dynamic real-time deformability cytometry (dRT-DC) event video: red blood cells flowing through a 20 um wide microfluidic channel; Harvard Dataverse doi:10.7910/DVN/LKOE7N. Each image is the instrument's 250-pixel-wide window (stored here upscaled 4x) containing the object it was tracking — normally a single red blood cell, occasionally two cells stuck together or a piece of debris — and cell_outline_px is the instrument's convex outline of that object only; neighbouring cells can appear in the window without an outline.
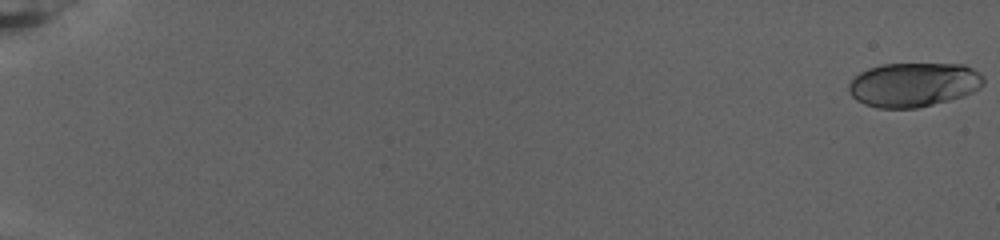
{"species": "human", "species_latin": "Homo sapiens", "temperature_condition": "warm", "stored_images_in_passage": 84, "camera_frame_rate_fps": 3000, "um_per_image_px": 0.085, "donor": {"sex": "female"}, "frame": {"image": 1, "passage_image": 1, "time_ms": 0.0, "image_size_px": [1000, 240], "cell_outline_px": [[984, 84], [980, 88], [964, 96], [916, 108], [880, 108], [864, 104], [856, 100], [848, 92], [848, 84], [860, 72], [868, 68], [880, 64], [964, 64], [980, 72], [984, 76]], "centroid_in_image_um": [77.66, 7.19], "position_along_channel_um": 7.3, "area_um2": 34.91}}
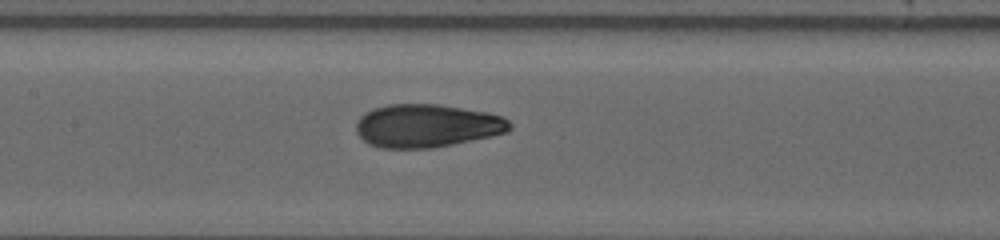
{"frame": {"image": 2, "passage_image": 45, "time_ms": 14.667, "image_size_px": [1000, 240], "cell_outline_px": [[512, 128], [508, 132], [492, 136], [432, 148], [380, 148], [368, 144], [356, 132], [356, 120], [364, 112], [372, 108], [388, 104], [436, 104], [484, 112], [500, 116], [508, 120], [512, 124]], "centroid_in_image_um": [36.24, 10.69], "position_along_channel_um": 171.2, "area_um2": 38.67}}
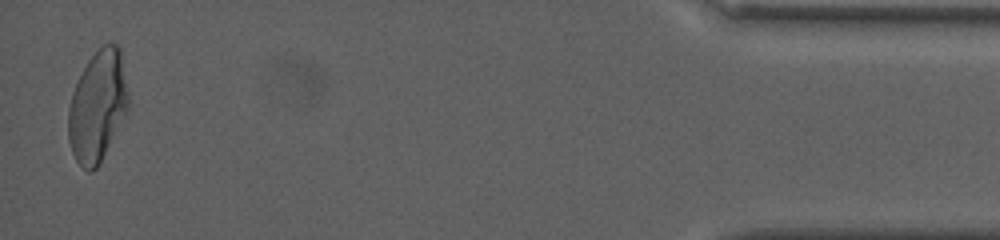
{"frame": {"image": 3, "passage_image": 83, "time_ms": 27.333, "image_size_px": [1000, 240], "cell_outline_px": [[128, 108], [96, 168], [92, 172], [88, 172], [76, 160], [72, 152], [68, 140], [68, 108], [72, 92], [88, 60], [104, 44], [116, 44], [120, 48], [128, 96]], "centroid_in_image_um": [8.27, 9.02], "position_along_channel_um": 426.9, "area_um2": 37.92}, "authors_computed_cell_mechanics": {"area_um2": 36.9342, "velocity_mm_per_s": 2.5984, "shape_relaxation_time_tau1_ms": 10.8175, "shape_relaxation_time_tau2_ms": 1.262, "deformation_change_tau1": 0.2639, "deformation_change_tau2": 0.0649}}